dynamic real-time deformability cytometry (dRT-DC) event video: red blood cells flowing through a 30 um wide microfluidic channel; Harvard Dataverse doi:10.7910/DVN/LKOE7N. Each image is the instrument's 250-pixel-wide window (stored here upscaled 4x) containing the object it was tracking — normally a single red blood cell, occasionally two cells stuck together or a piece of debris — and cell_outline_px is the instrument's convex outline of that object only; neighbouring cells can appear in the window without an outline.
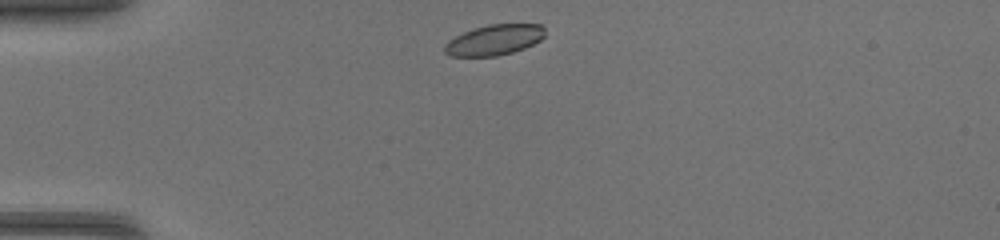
{"species": "common noctule bat (a hibernating species)", "species_latin": "Nyctalus noctula", "temperature_condition": "warm", "stored_images_in_passage": 35, "camera_frame_rate_fps": 3000, "um_per_image_px": 0.085, "animal": {"sex": "female", "body_mass_g": 17.0, "forearm_length_mm": 48.0}, "frame": {"image": 1, "passage_image": 1, "time_ms": 0.0, "image_size_px": [1000, 240], "cell_outline_px": [[544, 36], [540, 40], [524, 48], [512, 52], [496, 56], [452, 56], [444, 52], [444, 44], [448, 40], [472, 28], [488, 24], [540, 24], [544, 28]], "centroid_in_image_um": [41.99, 3.39], "position_along_channel_um": 43.0, "area_um2": 17.8}}
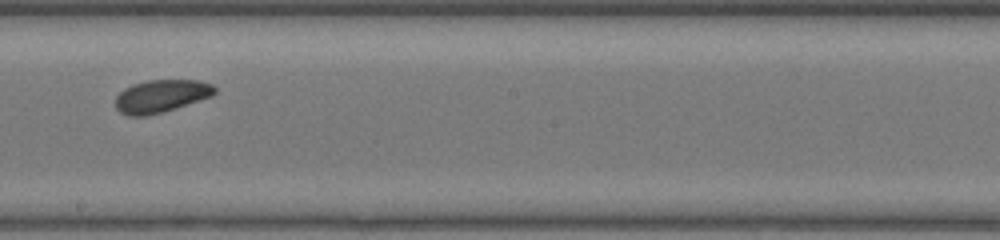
{"frame": {"image": 2, "passage_image": 16, "time_ms": 5.0, "image_size_px": [1000, 240], "cell_outline_px": [[216, 92], [212, 96], [160, 112], [144, 116], [128, 116], [120, 112], [116, 108], [116, 96], [124, 88], [132, 84], [148, 80], [196, 80], [212, 84], [216, 88]], "centroid_in_image_um": [13.67, 8.15], "position_along_channel_um": 234.5, "area_um2": 18.67}}
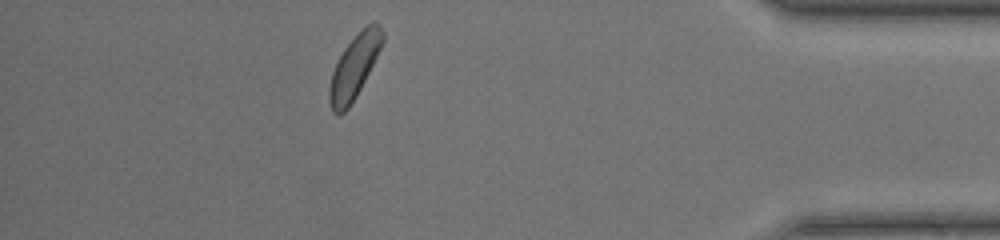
{"frame": {"image": 3, "passage_image": 30, "time_ms": 9.667, "image_size_px": [1000, 240], "cell_outline_px": [[384, 40], [356, 96], [348, 108], [340, 116], [336, 116], [332, 112], [328, 100], [328, 88], [332, 72], [344, 48], [368, 24], [376, 20], [380, 24], [384, 32]], "centroid_in_image_um": [30.09, 5.72], "position_along_channel_um": 405.1, "area_um2": 19.36}}